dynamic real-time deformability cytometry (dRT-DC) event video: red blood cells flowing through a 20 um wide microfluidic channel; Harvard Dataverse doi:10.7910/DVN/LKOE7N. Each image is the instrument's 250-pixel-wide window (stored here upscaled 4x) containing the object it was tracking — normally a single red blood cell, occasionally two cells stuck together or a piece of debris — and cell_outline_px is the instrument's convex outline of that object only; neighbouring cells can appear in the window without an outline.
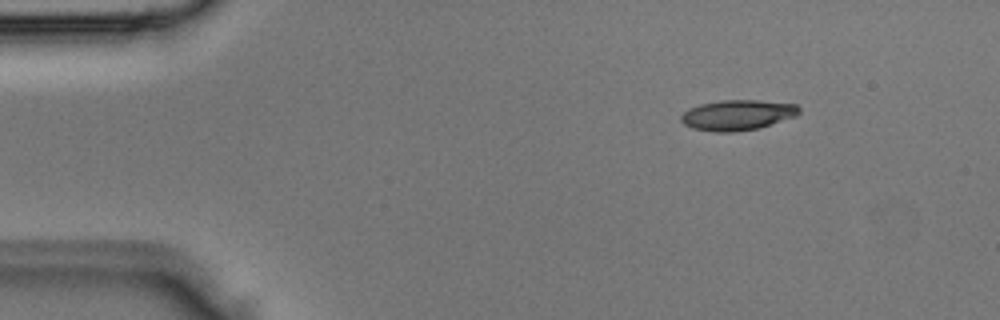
{"species": "Egyptian fruit bat (a non-hibernating species)", "species_latin": "Rousettus aegyptiacus", "temperature_condition": "room temperature", "stored_images_in_passage": 3, "camera_frame_rate_fps": 3000, "um_per_image_px": 0.085, "animal": {"sex": "male"}, "frame": {"image": 1, "passage_image": 1, "time_ms": 0.0, "image_size_px": [1000, 320], "cell_outline_px": [[800, 112], [796, 116], [760, 128], [732, 132], [716, 132], [692, 128], [684, 124], [680, 120], [680, 116], [688, 108], [700, 104], [720, 100], [756, 100], [796, 104], [800, 108]], "centroid_in_image_um": [62.67, 9.78], "position_along_channel_um": 22.3, "area_um2": 20.98}}
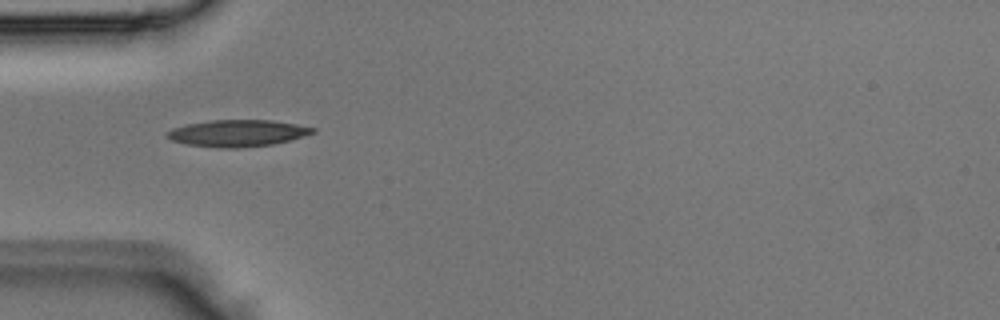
{"frame": {"image": 2, "passage_image": 2, "time_ms": 0.333, "image_size_px": [1000, 320], "cell_outline_px": [[316, 132], [288, 140], [272, 144], [236, 148], [220, 148], [188, 144], [172, 140], [164, 136], [172, 128], [184, 124], [208, 120], [272, 120], [296, 124], [316, 128]], "centroid_in_image_um": [20.15, 11.31], "position_along_channel_um": 64.8, "area_um2": 22.6}}